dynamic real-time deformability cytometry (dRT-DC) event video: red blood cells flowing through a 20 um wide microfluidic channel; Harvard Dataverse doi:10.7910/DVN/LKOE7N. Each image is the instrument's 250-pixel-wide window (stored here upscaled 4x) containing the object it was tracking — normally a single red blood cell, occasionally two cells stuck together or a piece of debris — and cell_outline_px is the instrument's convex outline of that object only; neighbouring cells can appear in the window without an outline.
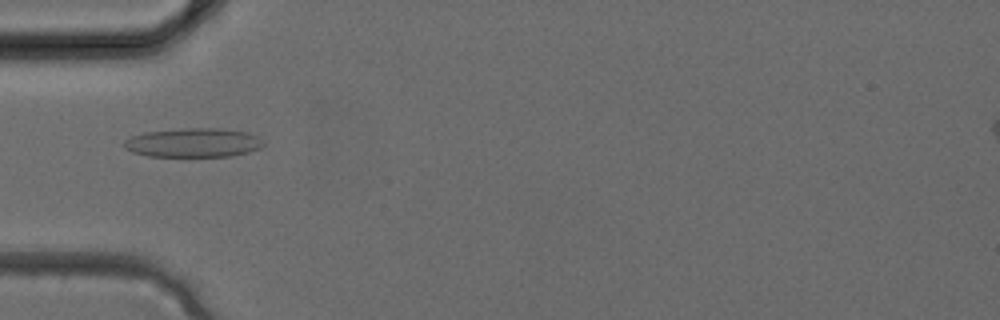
{"species": "common noctule bat (a hibernating species)", "species_latin": "Nyctalus noctula", "temperature_condition": "cold", "stored_images_in_passage": 4, "camera_frame_rate_fps": 3000, "um_per_image_px": 0.085, "animal": {"sex": "female", "body_mass_g": 24.6, "forearm_length_mm": 56.2}, "frame": {"image": 1, "passage_image": 4, "time_ms": 1.0, "image_size_px": [1000, 320], "cell_outline_px": [[264, 144], [260, 148], [248, 152], [232, 156], [148, 156], [132, 152], [124, 148], [124, 140], [132, 136], [144, 132], [180, 128], [220, 128], [248, 132], [256, 136]], "centroid_in_image_um": [16.41, 12.12], "position_along_channel_um": 68.6, "area_um2": 23.64}}